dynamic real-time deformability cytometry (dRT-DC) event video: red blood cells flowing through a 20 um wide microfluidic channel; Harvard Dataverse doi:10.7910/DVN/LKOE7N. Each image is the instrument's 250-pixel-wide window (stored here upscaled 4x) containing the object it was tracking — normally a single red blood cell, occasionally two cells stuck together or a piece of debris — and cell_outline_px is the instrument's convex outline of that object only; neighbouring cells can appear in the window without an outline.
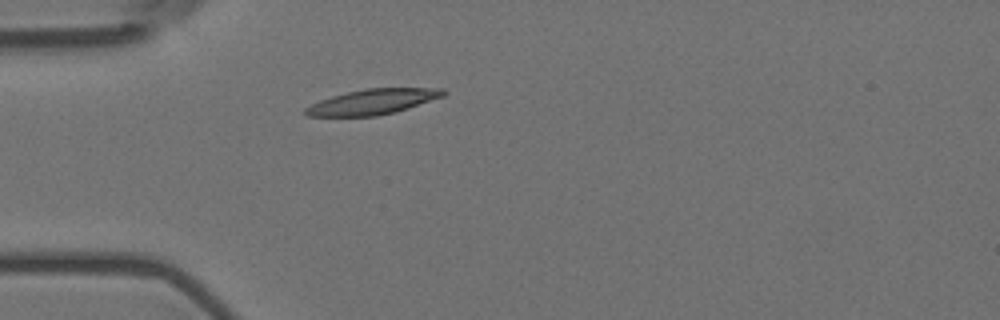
{"species": "Egyptian fruit bat (a non-hibernating species)", "species_latin": "Rousettus aegyptiacus", "temperature_condition": "room temperature", "stored_images_in_passage": 4, "camera_frame_rate_fps": 3000, "um_per_image_px": 0.085, "animal": {"sex": "female"}, "frame": {"image": 1, "passage_image": 4, "time_ms": 1.0, "image_size_px": [1000, 320], "cell_outline_px": [[448, 92], [444, 96], [396, 112], [376, 116], [308, 116], [304, 112], [304, 108], [320, 100], [332, 96], [364, 88], [444, 88]], "centroid_in_image_um": [31.71, 8.64], "position_along_channel_um": 53.3, "area_um2": 20.29}}